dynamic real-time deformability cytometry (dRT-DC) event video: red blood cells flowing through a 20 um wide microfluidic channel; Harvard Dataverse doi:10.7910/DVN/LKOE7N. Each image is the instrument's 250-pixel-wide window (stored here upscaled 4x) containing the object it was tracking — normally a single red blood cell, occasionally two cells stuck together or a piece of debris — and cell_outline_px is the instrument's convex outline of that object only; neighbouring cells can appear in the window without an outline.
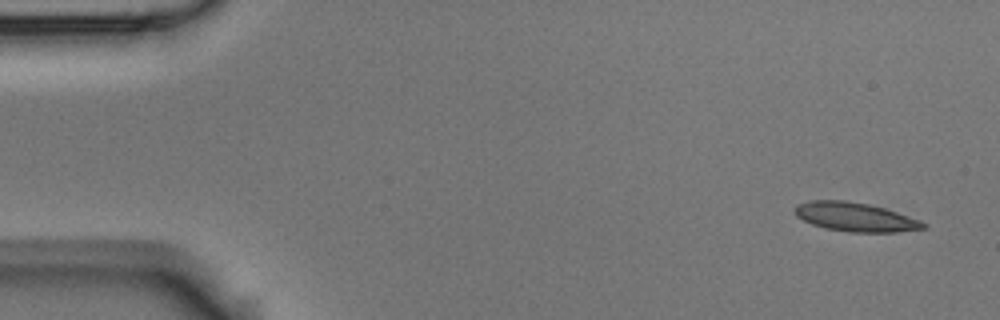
{"species": "Egyptian fruit bat (a non-hibernating species)", "species_latin": "Rousettus aegyptiacus", "temperature_condition": "room temperature", "stored_images_in_passage": 9, "camera_frame_rate_fps": 3000, "um_per_image_px": 0.085, "animal": {"sex": "male"}, "frame": {"image": 1, "passage_image": 1, "time_ms": 0.0, "image_size_px": [1000, 320], "cell_outline_px": [[928, 228], [896, 232], [848, 232], [824, 228], [812, 224], [796, 216], [792, 212], [796, 204], [812, 200], [848, 200], [868, 204], [884, 208], [920, 220], [928, 224]], "centroid_in_image_um": [72.68, 18.44], "position_along_channel_um": 12.3, "area_um2": 21.85}}
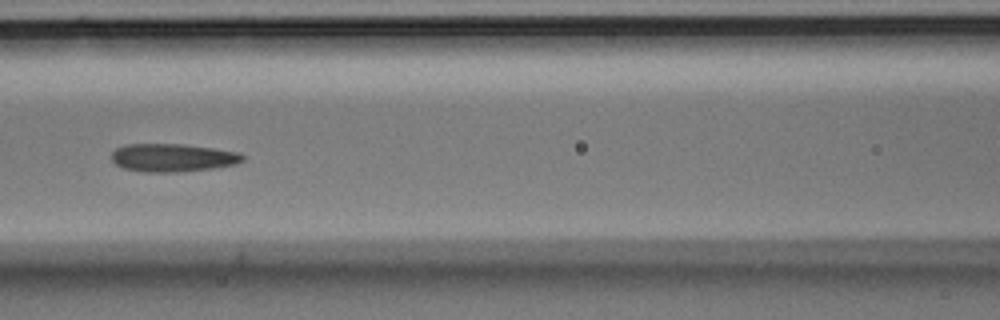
{"frame": {"image": 2, "passage_image": 7, "time_ms": 2.0, "image_size_px": [1000, 320], "cell_outline_px": [[244, 160], [236, 164], [212, 168], [180, 172], [144, 172], [124, 168], [116, 164], [112, 160], [112, 152], [116, 148], [128, 144], [184, 144], [240, 152], [244, 156]], "centroid_in_image_um": [14.69, 13.4], "position_along_channel_um": 151.9, "area_um2": 21.44}}
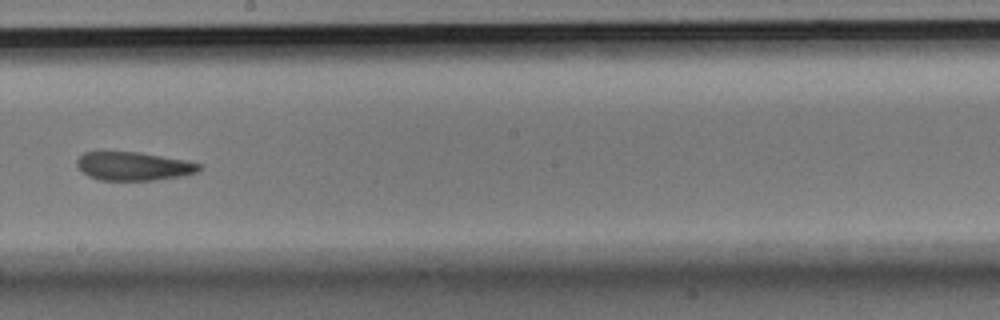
{"frame": {"image": 3, "passage_image": 9, "time_ms": 2.667, "image_size_px": [1000, 320], "cell_outline_px": [[204, 164], [196, 172], [184, 176], [152, 180], [100, 180], [88, 176], [76, 164], [76, 160], [84, 152], [96, 148], [140, 152], [188, 160]], "centroid_in_image_um": [11.31, 14.07], "position_along_channel_um": 236.9, "area_um2": 21.21}}